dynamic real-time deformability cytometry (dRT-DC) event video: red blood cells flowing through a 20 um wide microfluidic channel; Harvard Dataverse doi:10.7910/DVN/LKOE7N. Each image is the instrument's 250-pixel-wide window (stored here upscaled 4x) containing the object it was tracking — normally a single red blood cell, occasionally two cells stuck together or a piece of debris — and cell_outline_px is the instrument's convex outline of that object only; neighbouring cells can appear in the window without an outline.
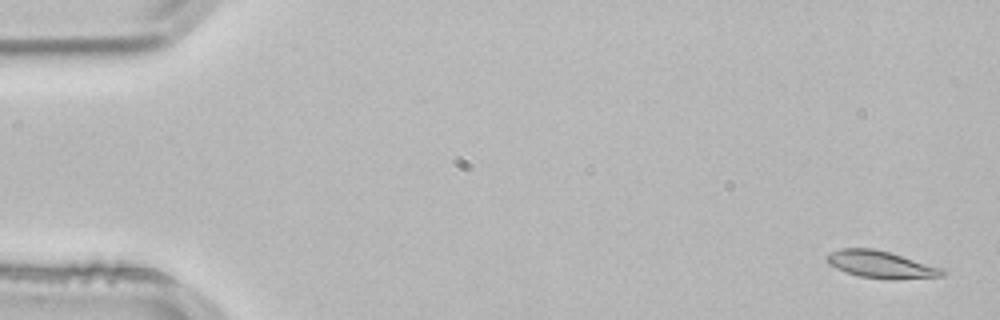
{"species": "common noctule bat (a hibernating species)", "species_latin": "Nyctalus noctula", "temperature_condition": "room temperature", "stored_images_in_passage": 53, "camera_frame_rate_fps": 3000, "um_per_image_px": 0.085, "animal": {"sex": "male", "body_mass_g": 21.5, "forearm_length_mm": 52.0}, "frame": {"image": 1, "passage_image": 2, "time_ms": 0.333, "image_size_px": [1000, 320], "cell_outline_px": [[944, 276], [896, 280], [892, 280], [860, 276], [836, 268], [828, 264], [828, 252], [840, 248], [872, 248], [892, 252], [944, 268]], "centroid_in_image_um": [74.93, 22.47], "position_along_channel_um": 10.1, "area_um2": 18.5}}
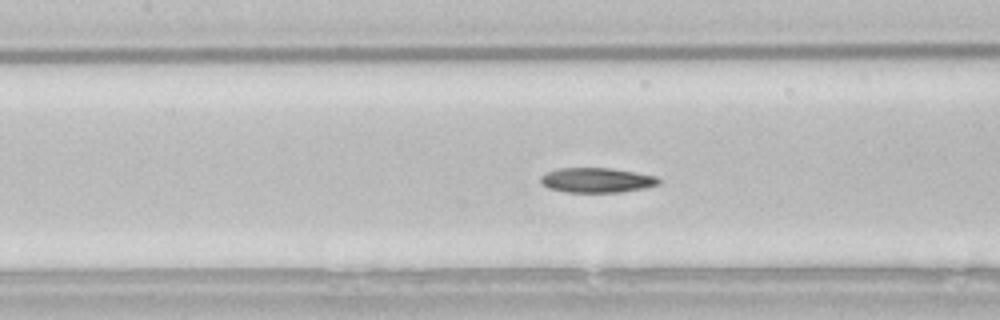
{"frame": {"image": 2, "passage_image": 24, "time_ms": 7.667, "image_size_px": [1000, 320], "cell_outline_px": [[660, 184], [644, 188], [620, 192], [568, 192], [548, 188], [540, 180], [540, 176], [556, 168], [608, 168], [636, 172], [656, 176], [660, 180]], "centroid_in_image_um": [50.73, 15.31], "position_along_channel_um": 156.7, "area_um2": 16.99}}
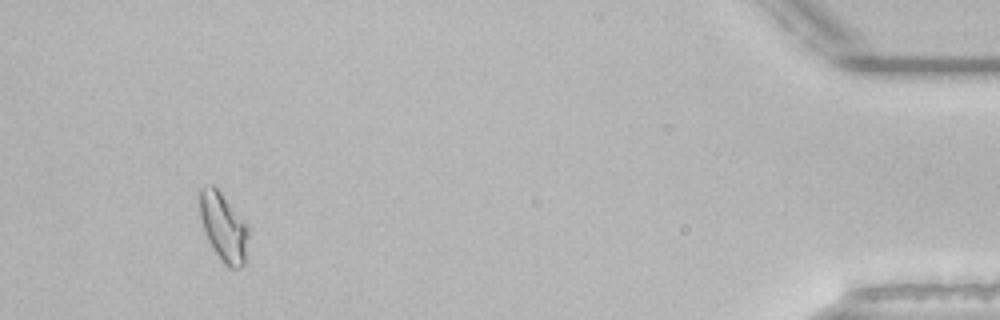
{"frame": {"image": 3, "passage_image": 50, "time_ms": 16.333, "image_size_px": [1000, 320], "cell_outline_px": [[248, 236], [244, 264], [240, 268], [228, 268], [224, 264], [212, 248], [204, 232], [200, 216], [200, 188], [212, 184], [220, 192], [248, 224]], "centroid_in_image_um": [19.0, 19.32], "position_along_channel_um": 416.2, "area_um2": 19.31}, "authors_computed_cell_mechanics": {"area_um2": 17.6868, "velocity_mm_per_s": 3.8269, "shape_relaxation_time_tau1_ms": 8.9531, "shape_relaxation_time_tau2_ms": 10.8933, "deformation_change_tau1": 0.1823, "deformation_change_tau2": 0.1703}}